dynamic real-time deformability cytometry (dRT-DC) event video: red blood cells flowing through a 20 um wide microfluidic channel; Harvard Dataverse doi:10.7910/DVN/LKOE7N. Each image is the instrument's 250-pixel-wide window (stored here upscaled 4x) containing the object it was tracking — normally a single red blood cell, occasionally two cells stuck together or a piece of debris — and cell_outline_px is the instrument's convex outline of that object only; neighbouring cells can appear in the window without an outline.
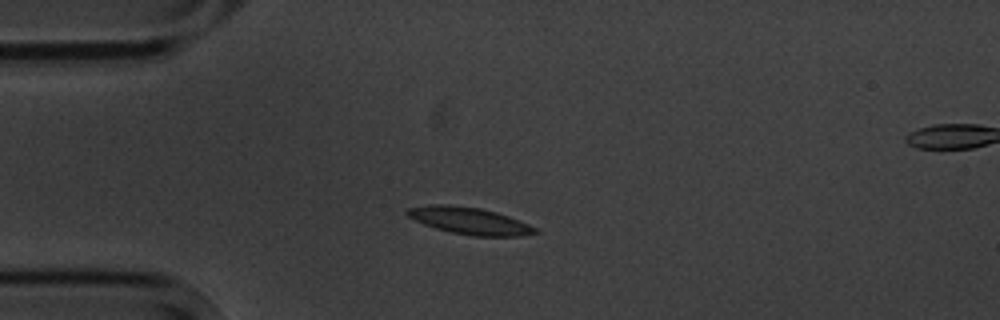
{"species": "common noctule bat (a hibernating species)", "species_latin": "Nyctalus noctula", "temperature_condition": "cold", "stored_images_in_passage": 15, "segment_of_instrument_passage": [1, 2], "camera_frame_rate_fps": 3000, "um_per_image_px": 0.085, "animal": {"sex": "male", "body_mass_g": 20.1, "forearm_length_mm": 53.5}, "frame": {"image": 1, "passage_image": 3, "time_ms": 3.333, "image_size_px": [1000, 320], "cell_outline_px": [[540, 232], [520, 236], [472, 236], [452, 232], [436, 228], [424, 224], [408, 216], [404, 212], [408, 208], [428, 204], [448, 204], [480, 208], [496, 212], [508, 216], [528, 224], [536, 228]], "centroid_in_image_um": [39.89, 18.76], "position_along_channel_um": 45.1, "area_um2": 20.0}}
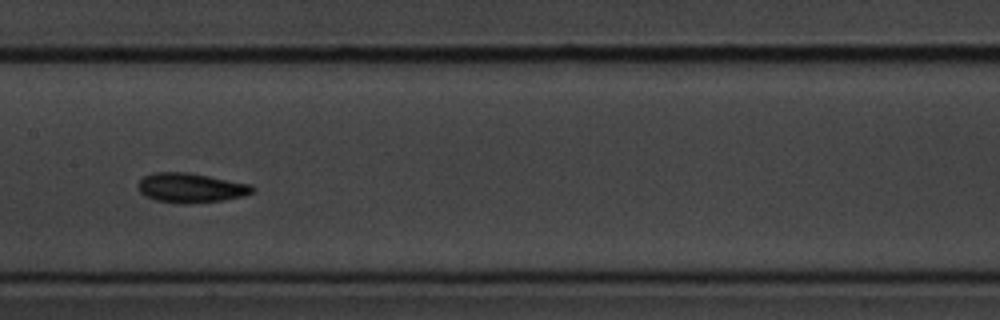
{"frame": {"image": 2, "passage_image": 7, "time_ms": 8.0, "image_size_px": [1000, 320], "cell_outline_px": [[256, 188], [252, 192], [244, 196], [224, 200], [184, 204], [176, 204], [156, 200], [144, 196], [136, 188], [136, 184], [144, 176], [152, 172], [188, 172], [252, 184]], "centroid_in_image_um": [16.19, 15.97], "position_along_channel_um": 191.2, "area_um2": 20.06}}
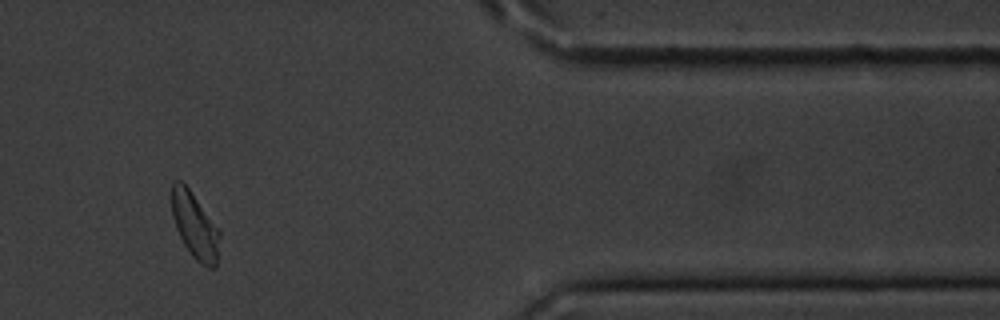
{"frame": {"image": 3, "passage_image": 12, "time_ms": 14.667, "image_size_px": [1000, 320], "cell_outline_px": [[220, 236], [216, 268], [208, 268], [200, 264], [192, 256], [184, 244], [176, 228], [172, 216], [172, 180], [180, 180], [188, 188], [220, 232]], "centroid_in_image_um": [16.55, 19.22], "position_along_channel_um": 394.8, "area_um2": 18.09}}